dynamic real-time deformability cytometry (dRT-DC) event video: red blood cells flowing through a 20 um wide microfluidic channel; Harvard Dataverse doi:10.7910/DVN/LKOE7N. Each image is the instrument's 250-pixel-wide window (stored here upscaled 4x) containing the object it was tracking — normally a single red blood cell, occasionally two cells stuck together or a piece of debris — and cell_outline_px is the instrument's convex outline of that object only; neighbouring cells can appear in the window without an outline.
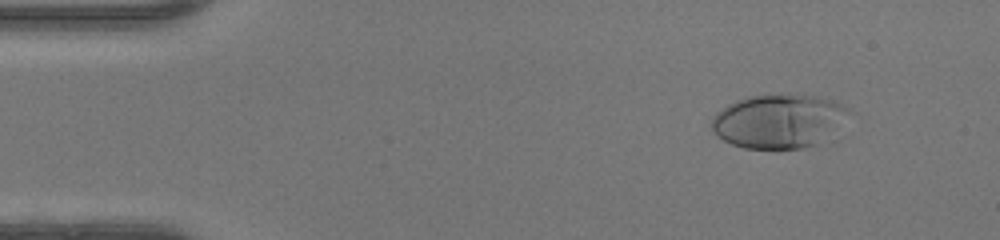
{"species": "human", "species_latin": "Homo sapiens", "temperature_condition": "warm", "stored_images_in_passage": 48, "camera_frame_rate_fps": 3000, "um_per_image_px": 0.085, "donor": {"sex": "female"}, "frame": {"image": 1, "passage_image": 5, "time_ms": 1.333, "image_size_px": [1000, 240], "cell_outline_px": [[852, 112], [816, 144], [800, 148], [744, 148], [732, 144], [716, 136], [712, 132], [712, 116], [716, 112], [728, 104], [736, 100], [748, 96], [788, 92], [816, 96], [832, 100], [848, 108]], "centroid_in_image_um": [66.12, 10.25], "position_along_channel_um": 18.9, "area_um2": 43.0}}
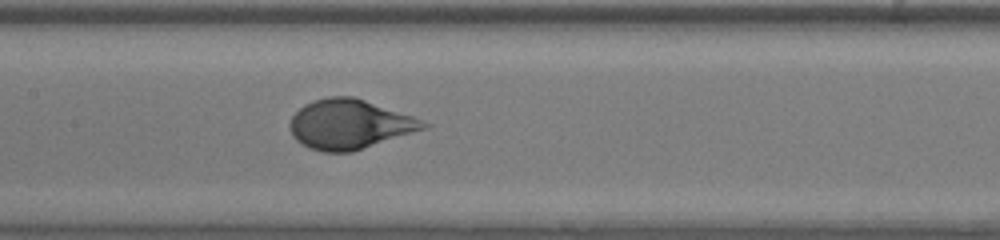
{"frame": {"image": 2, "passage_image": 23, "time_ms": 7.333, "image_size_px": [1000, 240], "cell_outline_px": [[432, 124], [424, 128], [352, 152], [324, 152], [308, 148], [296, 140], [292, 136], [288, 128], [288, 124], [292, 116], [304, 104], [312, 100], [328, 96], [352, 96], [412, 116]], "centroid_in_image_um": [29.63, 10.56], "position_along_channel_um": 177.8, "area_um2": 38.32}}
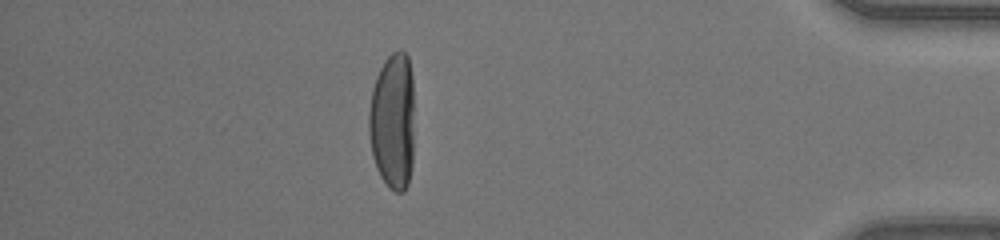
{"frame": {"image": 3, "passage_image": 42, "time_ms": 13.667, "image_size_px": [1000, 240], "cell_outline_px": [[412, 164], [408, 184], [404, 192], [396, 192], [388, 188], [380, 176], [376, 168], [372, 156], [368, 132], [368, 112], [372, 88], [376, 76], [384, 60], [392, 52], [400, 48], [408, 56], [412, 76]], "centroid_in_image_um": [33.35, 10.3], "position_along_channel_um": 401.9, "area_um2": 36.65}, "authors_computed_cell_mechanics": {"area_um2": 38.5237, "velocity_mm_per_s": 4.2527, "shape_relaxation_time_tau1_ms": 3.8661, "shape_relaxation_time_tau2_ms": null, "deformation_change_tau1": 0.2553, "deformation_change_tau2": null}}